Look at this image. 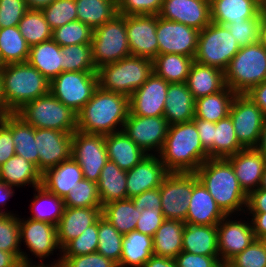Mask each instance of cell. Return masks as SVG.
Masks as SVG:
<instances>
[{"mask_svg":"<svg viewBox=\"0 0 266 267\" xmlns=\"http://www.w3.org/2000/svg\"><path fill=\"white\" fill-rule=\"evenodd\" d=\"M129 111V97L98 87L77 113V130L102 135L121 131Z\"/></svg>","mask_w":266,"mask_h":267,"instance_id":"obj_1","label":"cell"},{"mask_svg":"<svg viewBox=\"0 0 266 267\" xmlns=\"http://www.w3.org/2000/svg\"><path fill=\"white\" fill-rule=\"evenodd\" d=\"M195 174L225 215L240 213L238 216H243L246 213L247 194L239 185L234 169L226 158L207 159Z\"/></svg>","mask_w":266,"mask_h":267,"instance_id":"obj_2","label":"cell"},{"mask_svg":"<svg viewBox=\"0 0 266 267\" xmlns=\"http://www.w3.org/2000/svg\"><path fill=\"white\" fill-rule=\"evenodd\" d=\"M158 155L169 172H195L209 159L193 120L170 125Z\"/></svg>","mask_w":266,"mask_h":267,"instance_id":"obj_3","label":"cell"},{"mask_svg":"<svg viewBox=\"0 0 266 267\" xmlns=\"http://www.w3.org/2000/svg\"><path fill=\"white\" fill-rule=\"evenodd\" d=\"M0 71L7 114L50 93V81L28 62L4 65Z\"/></svg>","mask_w":266,"mask_h":267,"instance_id":"obj_4","label":"cell"},{"mask_svg":"<svg viewBox=\"0 0 266 267\" xmlns=\"http://www.w3.org/2000/svg\"><path fill=\"white\" fill-rule=\"evenodd\" d=\"M153 72V60L130 55L97 69L98 85L104 91L130 97Z\"/></svg>","mask_w":266,"mask_h":267,"instance_id":"obj_5","label":"cell"},{"mask_svg":"<svg viewBox=\"0 0 266 267\" xmlns=\"http://www.w3.org/2000/svg\"><path fill=\"white\" fill-rule=\"evenodd\" d=\"M225 84L236 94H246L266 80V48L255 42L234 55L224 71Z\"/></svg>","mask_w":266,"mask_h":267,"instance_id":"obj_6","label":"cell"},{"mask_svg":"<svg viewBox=\"0 0 266 267\" xmlns=\"http://www.w3.org/2000/svg\"><path fill=\"white\" fill-rule=\"evenodd\" d=\"M16 114L34 128L63 132L77 130V113L51 93L29 101Z\"/></svg>","mask_w":266,"mask_h":267,"instance_id":"obj_7","label":"cell"},{"mask_svg":"<svg viewBox=\"0 0 266 267\" xmlns=\"http://www.w3.org/2000/svg\"><path fill=\"white\" fill-rule=\"evenodd\" d=\"M92 60L96 69L131 55L126 30V15L117 14L93 30Z\"/></svg>","mask_w":266,"mask_h":267,"instance_id":"obj_8","label":"cell"},{"mask_svg":"<svg viewBox=\"0 0 266 267\" xmlns=\"http://www.w3.org/2000/svg\"><path fill=\"white\" fill-rule=\"evenodd\" d=\"M240 46L225 25L211 22L199 32L194 61L223 72Z\"/></svg>","mask_w":266,"mask_h":267,"instance_id":"obj_9","label":"cell"},{"mask_svg":"<svg viewBox=\"0 0 266 267\" xmlns=\"http://www.w3.org/2000/svg\"><path fill=\"white\" fill-rule=\"evenodd\" d=\"M99 87L93 71L62 72L50 81V93L65 106L78 113Z\"/></svg>","mask_w":266,"mask_h":267,"instance_id":"obj_10","label":"cell"},{"mask_svg":"<svg viewBox=\"0 0 266 267\" xmlns=\"http://www.w3.org/2000/svg\"><path fill=\"white\" fill-rule=\"evenodd\" d=\"M195 172H169L160 189L162 214L165 219L185 222L189 198L198 182Z\"/></svg>","mask_w":266,"mask_h":267,"instance_id":"obj_11","label":"cell"},{"mask_svg":"<svg viewBox=\"0 0 266 267\" xmlns=\"http://www.w3.org/2000/svg\"><path fill=\"white\" fill-rule=\"evenodd\" d=\"M71 157L80 165L85 179L97 183L108 162L105 135L75 130L72 134Z\"/></svg>","mask_w":266,"mask_h":267,"instance_id":"obj_12","label":"cell"},{"mask_svg":"<svg viewBox=\"0 0 266 267\" xmlns=\"http://www.w3.org/2000/svg\"><path fill=\"white\" fill-rule=\"evenodd\" d=\"M229 116L240 145L244 149L256 148L265 117L262 110L248 95L236 94L230 106Z\"/></svg>","mask_w":266,"mask_h":267,"instance_id":"obj_13","label":"cell"},{"mask_svg":"<svg viewBox=\"0 0 266 267\" xmlns=\"http://www.w3.org/2000/svg\"><path fill=\"white\" fill-rule=\"evenodd\" d=\"M169 126L164 116L145 117L129 111L122 131L148 155H158L163 148Z\"/></svg>","mask_w":266,"mask_h":267,"instance_id":"obj_14","label":"cell"},{"mask_svg":"<svg viewBox=\"0 0 266 267\" xmlns=\"http://www.w3.org/2000/svg\"><path fill=\"white\" fill-rule=\"evenodd\" d=\"M199 32L193 27L165 20L157 15L158 54L175 53L194 58Z\"/></svg>","mask_w":266,"mask_h":267,"instance_id":"obj_15","label":"cell"},{"mask_svg":"<svg viewBox=\"0 0 266 267\" xmlns=\"http://www.w3.org/2000/svg\"><path fill=\"white\" fill-rule=\"evenodd\" d=\"M19 236L20 245L23 244L28 248L35 258L40 259L39 264H43L42 260L53 255L58 250L59 258L51 262L52 264H60L61 248L57 240L56 226L45 222L35 221L30 218L19 217ZM57 249V250H56Z\"/></svg>","mask_w":266,"mask_h":267,"instance_id":"obj_16","label":"cell"},{"mask_svg":"<svg viewBox=\"0 0 266 267\" xmlns=\"http://www.w3.org/2000/svg\"><path fill=\"white\" fill-rule=\"evenodd\" d=\"M157 15H126V30L132 56L153 60L158 55Z\"/></svg>","mask_w":266,"mask_h":267,"instance_id":"obj_17","label":"cell"},{"mask_svg":"<svg viewBox=\"0 0 266 267\" xmlns=\"http://www.w3.org/2000/svg\"><path fill=\"white\" fill-rule=\"evenodd\" d=\"M232 216L226 215L217 224L218 252L220 259L227 263L256 239L251 221L233 220Z\"/></svg>","mask_w":266,"mask_h":267,"instance_id":"obj_18","label":"cell"},{"mask_svg":"<svg viewBox=\"0 0 266 267\" xmlns=\"http://www.w3.org/2000/svg\"><path fill=\"white\" fill-rule=\"evenodd\" d=\"M54 129L35 128V141L39 154V171L57 166L71 157L72 134Z\"/></svg>","mask_w":266,"mask_h":267,"instance_id":"obj_19","label":"cell"},{"mask_svg":"<svg viewBox=\"0 0 266 267\" xmlns=\"http://www.w3.org/2000/svg\"><path fill=\"white\" fill-rule=\"evenodd\" d=\"M169 83L154 72L129 97L130 112L145 117L163 116Z\"/></svg>","mask_w":266,"mask_h":267,"instance_id":"obj_20","label":"cell"},{"mask_svg":"<svg viewBox=\"0 0 266 267\" xmlns=\"http://www.w3.org/2000/svg\"><path fill=\"white\" fill-rule=\"evenodd\" d=\"M158 16L201 31L211 23L210 0H163Z\"/></svg>","mask_w":266,"mask_h":267,"instance_id":"obj_21","label":"cell"},{"mask_svg":"<svg viewBox=\"0 0 266 267\" xmlns=\"http://www.w3.org/2000/svg\"><path fill=\"white\" fill-rule=\"evenodd\" d=\"M169 171L159 155H147L126 172L127 199L145 191L159 188Z\"/></svg>","mask_w":266,"mask_h":267,"instance_id":"obj_22","label":"cell"},{"mask_svg":"<svg viewBox=\"0 0 266 267\" xmlns=\"http://www.w3.org/2000/svg\"><path fill=\"white\" fill-rule=\"evenodd\" d=\"M232 165L239 185L248 195L259 188L266 157L256 148L242 149L226 158Z\"/></svg>","mask_w":266,"mask_h":267,"instance_id":"obj_23","label":"cell"},{"mask_svg":"<svg viewBox=\"0 0 266 267\" xmlns=\"http://www.w3.org/2000/svg\"><path fill=\"white\" fill-rule=\"evenodd\" d=\"M102 216V207H65L56 226L57 240L62 249L68 242L77 238Z\"/></svg>","mask_w":266,"mask_h":267,"instance_id":"obj_24","label":"cell"},{"mask_svg":"<svg viewBox=\"0 0 266 267\" xmlns=\"http://www.w3.org/2000/svg\"><path fill=\"white\" fill-rule=\"evenodd\" d=\"M225 216L208 190L198 181L193 186L192 194L189 198V208L185 223L217 225Z\"/></svg>","mask_w":266,"mask_h":267,"instance_id":"obj_25","label":"cell"},{"mask_svg":"<svg viewBox=\"0 0 266 267\" xmlns=\"http://www.w3.org/2000/svg\"><path fill=\"white\" fill-rule=\"evenodd\" d=\"M84 178L80 165L70 157L57 166L47 169L42 174V186L50 193L61 199L69 194Z\"/></svg>","mask_w":266,"mask_h":267,"instance_id":"obj_26","label":"cell"},{"mask_svg":"<svg viewBox=\"0 0 266 267\" xmlns=\"http://www.w3.org/2000/svg\"><path fill=\"white\" fill-rule=\"evenodd\" d=\"M163 116L169 125L194 119L195 100L186 83H169Z\"/></svg>","mask_w":266,"mask_h":267,"instance_id":"obj_27","label":"cell"},{"mask_svg":"<svg viewBox=\"0 0 266 267\" xmlns=\"http://www.w3.org/2000/svg\"><path fill=\"white\" fill-rule=\"evenodd\" d=\"M109 161L121 170L129 171L148 154L138 147L122 130L105 135Z\"/></svg>","mask_w":266,"mask_h":267,"instance_id":"obj_28","label":"cell"},{"mask_svg":"<svg viewBox=\"0 0 266 267\" xmlns=\"http://www.w3.org/2000/svg\"><path fill=\"white\" fill-rule=\"evenodd\" d=\"M182 251L205 256H220L218 252L217 225L185 223Z\"/></svg>","mask_w":266,"mask_h":267,"instance_id":"obj_29","label":"cell"},{"mask_svg":"<svg viewBox=\"0 0 266 267\" xmlns=\"http://www.w3.org/2000/svg\"><path fill=\"white\" fill-rule=\"evenodd\" d=\"M186 84L194 100L219 92L226 86L222 70L196 61L191 66Z\"/></svg>","mask_w":266,"mask_h":267,"instance_id":"obj_30","label":"cell"},{"mask_svg":"<svg viewBox=\"0 0 266 267\" xmlns=\"http://www.w3.org/2000/svg\"><path fill=\"white\" fill-rule=\"evenodd\" d=\"M27 62L51 81L62 73L61 47L53 39L33 45L30 47Z\"/></svg>","mask_w":266,"mask_h":267,"instance_id":"obj_31","label":"cell"},{"mask_svg":"<svg viewBox=\"0 0 266 267\" xmlns=\"http://www.w3.org/2000/svg\"><path fill=\"white\" fill-rule=\"evenodd\" d=\"M211 22L226 25L251 18H260L254 0H210Z\"/></svg>","mask_w":266,"mask_h":267,"instance_id":"obj_32","label":"cell"},{"mask_svg":"<svg viewBox=\"0 0 266 267\" xmlns=\"http://www.w3.org/2000/svg\"><path fill=\"white\" fill-rule=\"evenodd\" d=\"M0 181L13 187H39L42 184V173L25 158L14 155L0 166Z\"/></svg>","mask_w":266,"mask_h":267,"instance_id":"obj_33","label":"cell"},{"mask_svg":"<svg viewBox=\"0 0 266 267\" xmlns=\"http://www.w3.org/2000/svg\"><path fill=\"white\" fill-rule=\"evenodd\" d=\"M153 255V237L133 230L123 235L118 267H143Z\"/></svg>","mask_w":266,"mask_h":267,"instance_id":"obj_34","label":"cell"},{"mask_svg":"<svg viewBox=\"0 0 266 267\" xmlns=\"http://www.w3.org/2000/svg\"><path fill=\"white\" fill-rule=\"evenodd\" d=\"M126 172L109 160L102 168L97 182L101 206L111 201L127 199Z\"/></svg>","mask_w":266,"mask_h":267,"instance_id":"obj_35","label":"cell"},{"mask_svg":"<svg viewBox=\"0 0 266 267\" xmlns=\"http://www.w3.org/2000/svg\"><path fill=\"white\" fill-rule=\"evenodd\" d=\"M185 222L165 219L153 236V254L174 259L182 251Z\"/></svg>","mask_w":266,"mask_h":267,"instance_id":"obj_36","label":"cell"},{"mask_svg":"<svg viewBox=\"0 0 266 267\" xmlns=\"http://www.w3.org/2000/svg\"><path fill=\"white\" fill-rule=\"evenodd\" d=\"M235 95L226 85L219 92L196 99L195 117L214 123L226 118Z\"/></svg>","mask_w":266,"mask_h":267,"instance_id":"obj_37","label":"cell"},{"mask_svg":"<svg viewBox=\"0 0 266 267\" xmlns=\"http://www.w3.org/2000/svg\"><path fill=\"white\" fill-rule=\"evenodd\" d=\"M194 58L181 54H158L153 59L154 73L168 83H186Z\"/></svg>","mask_w":266,"mask_h":267,"instance_id":"obj_38","label":"cell"},{"mask_svg":"<svg viewBox=\"0 0 266 267\" xmlns=\"http://www.w3.org/2000/svg\"><path fill=\"white\" fill-rule=\"evenodd\" d=\"M34 191L36 192L33 193L34 199L31 200L29 209L32 216L28 218L57 226L65 209L64 200L48 192L42 185L34 188Z\"/></svg>","mask_w":266,"mask_h":267,"instance_id":"obj_39","label":"cell"},{"mask_svg":"<svg viewBox=\"0 0 266 267\" xmlns=\"http://www.w3.org/2000/svg\"><path fill=\"white\" fill-rule=\"evenodd\" d=\"M102 216L124 235L136 229L141 212L136 210L132 199L128 198L111 201L102 206Z\"/></svg>","mask_w":266,"mask_h":267,"instance_id":"obj_40","label":"cell"},{"mask_svg":"<svg viewBox=\"0 0 266 267\" xmlns=\"http://www.w3.org/2000/svg\"><path fill=\"white\" fill-rule=\"evenodd\" d=\"M77 20L93 30L117 15L115 0H75Z\"/></svg>","mask_w":266,"mask_h":267,"instance_id":"obj_41","label":"cell"},{"mask_svg":"<svg viewBox=\"0 0 266 267\" xmlns=\"http://www.w3.org/2000/svg\"><path fill=\"white\" fill-rule=\"evenodd\" d=\"M12 136L15 155L25 158L39 170V154L35 141V128L16 113H12Z\"/></svg>","mask_w":266,"mask_h":267,"instance_id":"obj_42","label":"cell"},{"mask_svg":"<svg viewBox=\"0 0 266 267\" xmlns=\"http://www.w3.org/2000/svg\"><path fill=\"white\" fill-rule=\"evenodd\" d=\"M30 46L18 26L0 28V55L3 65L27 62Z\"/></svg>","mask_w":266,"mask_h":267,"instance_id":"obj_43","label":"cell"},{"mask_svg":"<svg viewBox=\"0 0 266 267\" xmlns=\"http://www.w3.org/2000/svg\"><path fill=\"white\" fill-rule=\"evenodd\" d=\"M244 149L237 140L232 119L226 118L214 123L212 158H227Z\"/></svg>","mask_w":266,"mask_h":267,"instance_id":"obj_44","label":"cell"},{"mask_svg":"<svg viewBox=\"0 0 266 267\" xmlns=\"http://www.w3.org/2000/svg\"><path fill=\"white\" fill-rule=\"evenodd\" d=\"M0 250L13 253L21 263L32 264V258L21 249L18 214H0Z\"/></svg>","mask_w":266,"mask_h":267,"instance_id":"obj_45","label":"cell"},{"mask_svg":"<svg viewBox=\"0 0 266 267\" xmlns=\"http://www.w3.org/2000/svg\"><path fill=\"white\" fill-rule=\"evenodd\" d=\"M18 28L30 47L52 39L53 30L41 10L29 9L20 20Z\"/></svg>","mask_w":266,"mask_h":267,"instance_id":"obj_46","label":"cell"},{"mask_svg":"<svg viewBox=\"0 0 266 267\" xmlns=\"http://www.w3.org/2000/svg\"><path fill=\"white\" fill-rule=\"evenodd\" d=\"M123 234L103 216L98 219V247L97 252L113 260L120 262L122 254Z\"/></svg>","mask_w":266,"mask_h":267,"instance_id":"obj_47","label":"cell"},{"mask_svg":"<svg viewBox=\"0 0 266 267\" xmlns=\"http://www.w3.org/2000/svg\"><path fill=\"white\" fill-rule=\"evenodd\" d=\"M63 53L62 72H97L92 60V44H75L61 47Z\"/></svg>","mask_w":266,"mask_h":267,"instance_id":"obj_48","label":"cell"},{"mask_svg":"<svg viewBox=\"0 0 266 267\" xmlns=\"http://www.w3.org/2000/svg\"><path fill=\"white\" fill-rule=\"evenodd\" d=\"M93 29L81 21H71L53 30L52 39L60 46L91 44Z\"/></svg>","mask_w":266,"mask_h":267,"instance_id":"obj_49","label":"cell"},{"mask_svg":"<svg viewBox=\"0 0 266 267\" xmlns=\"http://www.w3.org/2000/svg\"><path fill=\"white\" fill-rule=\"evenodd\" d=\"M65 207H102L97 183L83 178L64 198Z\"/></svg>","mask_w":266,"mask_h":267,"instance_id":"obj_50","label":"cell"},{"mask_svg":"<svg viewBox=\"0 0 266 267\" xmlns=\"http://www.w3.org/2000/svg\"><path fill=\"white\" fill-rule=\"evenodd\" d=\"M41 11L52 30L77 20L75 0H54Z\"/></svg>","mask_w":266,"mask_h":267,"instance_id":"obj_51","label":"cell"},{"mask_svg":"<svg viewBox=\"0 0 266 267\" xmlns=\"http://www.w3.org/2000/svg\"><path fill=\"white\" fill-rule=\"evenodd\" d=\"M98 220L87 227L80 236L68 242L61 249V256H79L97 252Z\"/></svg>","mask_w":266,"mask_h":267,"instance_id":"obj_52","label":"cell"},{"mask_svg":"<svg viewBox=\"0 0 266 267\" xmlns=\"http://www.w3.org/2000/svg\"><path fill=\"white\" fill-rule=\"evenodd\" d=\"M228 267H266V240L255 239L228 262Z\"/></svg>","mask_w":266,"mask_h":267,"instance_id":"obj_53","label":"cell"},{"mask_svg":"<svg viewBox=\"0 0 266 267\" xmlns=\"http://www.w3.org/2000/svg\"><path fill=\"white\" fill-rule=\"evenodd\" d=\"M259 25L260 18H251L226 24L225 26L230 30L241 48L259 41Z\"/></svg>","mask_w":266,"mask_h":267,"instance_id":"obj_54","label":"cell"},{"mask_svg":"<svg viewBox=\"0 0 266 267\" xmlns=\"http://www.w3.org/2000/svg\"><path fill=\"white\" fill-rule=\"evenodd\" d=\"M163 0H118L117 13L121 15H159Z\"/></svg>","mask_w":266,"mask_h":267,"instance_id":"obj_55","label":"cell"},{"mask_svg":"<svg viewBox=\"0 0 266 267\" xmlns=\"http://www.w3.org/2000/svg\"><path fill=\"white\" fill-rule=\"evenodd\" d=\"M28 10L25 0H0V28L18 26Z\"/></svg>","mask_w":266,"mask_h":267,"instance_id":"obj_56","label":"cell"},{"mask_svg":"<svg viewBox=\"0 0 266 267\" xmlns=\"http://www.w3.org/2000/svg\"><path fill=\"white\" fill-rule=\"evenodd\" d=\"M61 267H118L113 260L98 252L79 256H61Z\"/></svg>","mask_w":266,"mask_h":267,"instance_id":"obj_57","label":"cell"},{"mask_svg":"<svg viewBox=\"0 0 266 267\" xmlns=\"http://www.w3.org/2000/svg\"><path fill=\"white\" fill-rule=\"evenodd\" d=\"M15 155L12 136V113L0 118V166Z\"/></svg>","mask_w":266,"mask_h":267,"instance_id":"obj_58","label":"cell"},{"mask_svg":"<svg viewBox=\"0 0 266 267\" xmlns=\"http://www.w3.org/2000/svg\"><path fill=\"white\" fill-rule=\"evenodd\" d=\"M164 220L162 209H144L137 221L135 230L153 237Z\"/></svg>","mask_w":266,"mask_h":267,"instance_id":"obj_59","label":"cell"},{"mask_svg":"<svg viewBox=\"0 0 266 267\" xmlns=\"http://www.w3.org/2000/svg\"><path fill=\"white\" fill-rule=\"evenodd\" d=\"M220 256H205L181 251L175 258L177 267H212Z\"/></svg>","mask_w":266,"mask_h":267,"instance_id":"obj_60","label":"cell"},{"mask_svg":"<svg viewBox=\"0 0 266 267\" xmlns=\"http://www.w3.org/2000/svg\"><path fill=\"white\" fill-rule=\"evenodd\" d=\"M136 210L142 212L144 209H162L160 189L155 188L145 191L131 198Z\"/></svg>","mask_w":266,"mask_h":267,"instance_id":"obj_61","label":"cell"},{"mask_svg":"<svg viewBox=\"0 0 266 267\" xmlns=\"http://www.w3.org/2000/svg\"><path fill=\"white\" fill-rule=\"evenodd\" d=\"M196 129L203 148L208 152L209 158H212V139L214 134V122L206 121L194 117Z\"/></svg>","mask_w":266,"mask_h":267,"instance_id":"obj_62","label":"cell"},{"mask_svg":"<svg viewBox=\"0 0 266 267\" xmlns=\"http://www.w3.org/2000/svg\"><path fill=\"white\" fill-rule=\"evenodd\" d=\"M247 212L266 213V189L257 188L247 195Z\"/></svg>","mask_w":266,"mask_h":267,"instance_id":"obj_63","label":"cell"},{"mask_svg":"<svg viewBox=\"0 0 266 267\" xmlns=\"http://www.w3.org/2000/svg\"><path fill=\"white\" fill-rule=\"evenodd\" d=\"M252 216L247 218L251 219L252 228L256 239L266 240V213L263 212H248L244 215Z\"/></svg>","mask_w":266,"mask_h":267,"instance_id":"obj_64","label":"cell"},{"mask_svg":"<svg viewBox=\"0 0 266 267\" xmlns=\"http://www.w3.org/2000/svg\"><path fill=\"white\" fill-rule=\"evenodd\" d=\"M250 99L262 110L266 116V80L254 86L248 93Z\"/></svg>","mask_w":266,"mask_h":267,"instance_id":"obj_65","label":"cell"},{"mask_svg":"<svg viewBox=\"0 0 266 267\" xmlns=\"http://www.w3.org/2000/svg\"><path fill=\"white\" fill-rule=\"evenodd\" d=\"M13 188L15 187L10 186L4 181H0V204L3 206L2 208H4V206L6 205L8 199L14 196L15 190ZM0 214H14V213L9 212L8 210L5 209H0Z\"/></svg>","mask_w":266,"mask_h":267,"instance_id":"obj_66","label":"cell"},{"mask_svg":"<svg viewBox=\"0 0 266 267\" xmlns=\"http://www.w3.org/2000/svg\"><path fill=\"white\" fill-rule=\"evenodd\" d=\"M143 267H177L175 260L168 257L152 255Z\"/></svg>","mask_w":266,"mask_h":267,"instance_id":"obj_67","label":"cell"},{"mask_svg":"<svg viewBox=\"0 0 266 267\" xmlns=\"http://www.w3.org/2000/svg\"><path fill=\"white\" fill-rule=\"evenodd\" d=\"M21 261L13 254L0 250V267H19Z\"/></svg>","mask_w":266,"mask_h":267,"instance_id":"obj_68","label":"cell"},{"mask_svg":"<svg viewBox=\"0 0 266 267\" xmlns=\"http://www.w3.org/2000/svg\"><path fill=\"white\" fill-rule=\"evenodd\" d=\"M54 0H25L28 9L42 10L49 6Z\"/></svg>","mask_w":266,"mask_h":267,"instance_id":"obj_69","label":"cell"},{"mask_svg":"<svg viewBox=\"0 0 266 267\" xmlns=\"http://www.w3.org/2000/svg\"><path fill=\"white\" fill-rule=\"evenodd\" d=\"M256 149L266 157V116L263 120V126L260 134V139Z\"/></svg>","mask_w":266,"mask_h":267,"instance_id":"obj_70","label":"cell"},{"mask_svg":"<svg viewBox=\"0 0 266 267\" xmlns=\"http://www.w3.org/2000/svg\"><path fill=\"white\" fill-rule=\"evenodd\" d=\"M7 114V107L3 97V88H2V74L0 71V118Z\"/></svg>","mask_w":266,"mask_h":267,"instance_id":"obj_71","label":"cell"},{"mask_svg":"<svg viewBox=\"0 0 266 267\" xmlns=\"http://www.w3.org/2000/svg\"><path fill=\"white\" fill-rule=\"evenodd\" d=\"M259 42L266 48V21L260 20Z\"/></svg>","mask_w":266,"mask_h":267,"instance_id":"obj_72","label":"cell"},{"mask_svg":"<svg viewBox=\"0 0 266 267\" xmlns=\"http://www.w3.org/2000/svg\"><path fill=\"white\" fill-rule=\"evenodd\" d=\"M19 267H61L60 264H52L51 265L49 264H25V263H21Z\"/></svg>","mask_w":266,"mask_h":267,"instance_id":"obj_73","label":"cell"},{"mask_svg":"<svg viewBox=\"0 0 266 267\" xmlns=\"http://www.w3.org/2000/svg\"><path fill=\"white\" fill-rule=\"evenodd\" d=\"M260 20L266 21V0L258 6Z\"/></svg>","mask_w":266,"mask_h":267,"instance_id":"obj_74","label":"cell"},{"mask_svg":"<svg viewBox=\"0 0 266 267\" xmlns=\"http://www.w3.org/2000/svg\"><path fill=\"white\" fill-rule=\"evenodd\" d=\"M259 188L266 189V165H265V168H264V172H263V175H262V178H261V182H260Z\"/></svg>","mask_w":266,"mask_h":267,"instance_id":"obj_75","label":"cell"},{"mask_svg":"<svg viewBox=\"0 0 266 267\" xmlns=\"http://www.w3.org/2000/svg\"><path fill=\"white\" fill-rule=\"evenodd\" d=\"M212 267H228V263L219 259Z\"/></svg>","mask_w":266,"mask_h":267,"instance_id":"obj_76","label":"cell"},{"mask_svg":"<svg viewBox=\"0 0 266 267\" xmlns=\"http://www.w3.org/2000/svg\"><path fill=\"white\" fill-rule=\"evenodd\" d=\"M265 0H254V2L259 6L261 3H263Z\"/></svg>","mask_w":266,"mask_h":267,"instance_id":"obj_77","label":"cell"},{"mask_svg":"<svg viewBox=\"0 0 266 267\" xmlns=\"http://www.w3.org/2000/svg\"><path fill=\"white\" fill-rule=\"evenodd\" d=\"M3 62H2V59H1V55H0V69L3 67Z\"/></svg>","mask_w":266,"mask_h":267,"instance_id":"obj_78","label":"cell"}]
</instances>
